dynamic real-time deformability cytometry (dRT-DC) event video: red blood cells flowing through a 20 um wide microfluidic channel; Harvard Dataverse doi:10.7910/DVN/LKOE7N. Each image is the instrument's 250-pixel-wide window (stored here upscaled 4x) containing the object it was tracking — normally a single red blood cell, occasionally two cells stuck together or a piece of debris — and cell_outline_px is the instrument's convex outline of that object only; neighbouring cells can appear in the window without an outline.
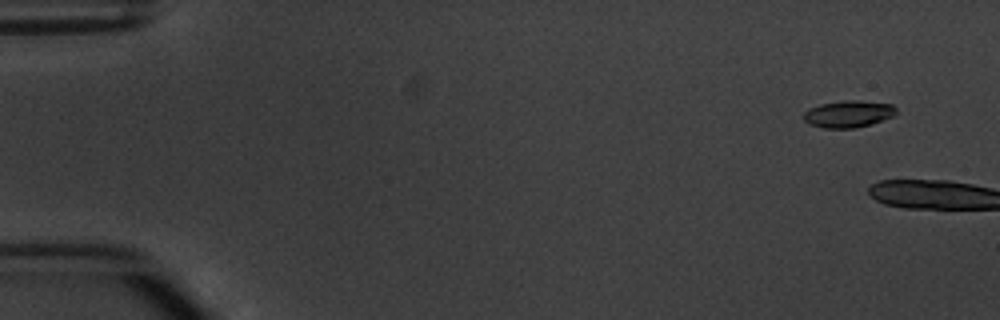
{"species": "common noctule bat (a hibernating species)", "species_latin": "Nyctalus noctula", "temperature_condition": "warm", "stored_images_in_passage": 2, "camera_frame_rate_fps": 3000, "um_per_image_px": 0.085, "animal": {"sex": "male", "body_mass_g": 20.1, "forearm_length_mm": 53.5}, "frame": {"image": 1, "passage_image": 1, "time_ms": 0.0, "image_size_px": [1000, 320], "cell_outline_px": [[896, 112], [892, 116], [872, 124], [852, 128], [824, 128], [808, 124], [804, 120], [804, 112], [808, 108], [820, 104], [844, 100], [860, 100], [892, 104], [896, 108]], "centroid_in_image_um": [72.09, 9.68], "position_along_channel_um": 12.9, "area_um2": 14.57}}